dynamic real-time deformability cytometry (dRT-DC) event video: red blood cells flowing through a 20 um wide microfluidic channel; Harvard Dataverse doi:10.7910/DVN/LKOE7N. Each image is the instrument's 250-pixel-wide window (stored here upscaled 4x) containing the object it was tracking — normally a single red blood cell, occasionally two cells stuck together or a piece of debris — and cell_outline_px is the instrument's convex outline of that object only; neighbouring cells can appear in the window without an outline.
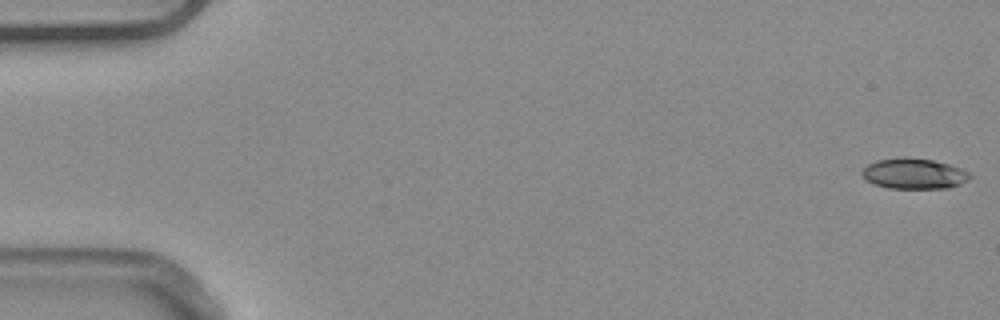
{"species": "common noctule bat (a hibernating species)", "species_latin": "Nyctalus noctula", "temperature_condition": "warm", "stored_images_in_passage": 53, "camera_frame_rate_fps": 3000, "um_per_image_px": 0.085, "animal": {"sex": "male", "body_mass_g": 20.4}, "frame": {"image": 1, "passage_image": 1, "time_ms": 0.0, "image_size_px": [1000, 320], "cell_outline_px": [[972, 176], [968, 180], [960, 184], [948, 188], [888, 188], [876, 184], [868, 180], [860, 172], [868, 164], [876, 160], [932, 160], [948, 164], [960, 168], [968, 172]], "centroid_in_image_um": [77.73, 14.8], "position_along_channel_um": 7.3, "area_um2": 18.32}}
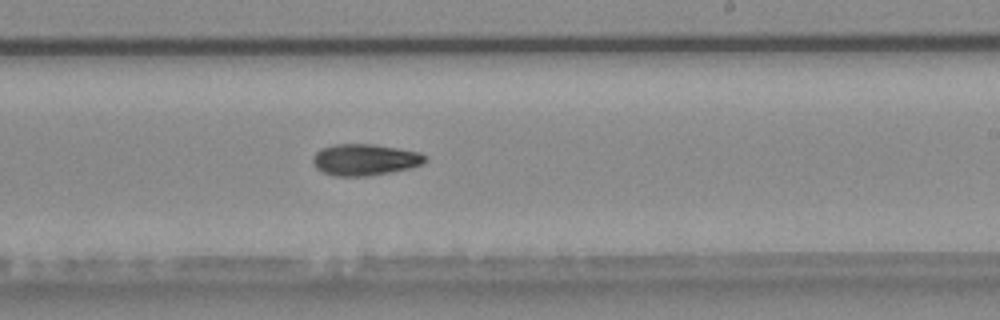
{"frame": {"image": 2, "passage_image": 32, "time_ms": 10.333, "image_size_px": [1000, 320], "cell_outline_px": [[428, 160], [420, 164], [408, 168], [392, 172], [368, 176], [332, 176], [316, 168], [312, 164], [312, 156], [320, 148], [336, 144], [372, 144], [420, 152]], "centroid_in_image_um": [30.96, 13.58], "position_along_channel_um": 258.0, "area_um2": 20.58}}
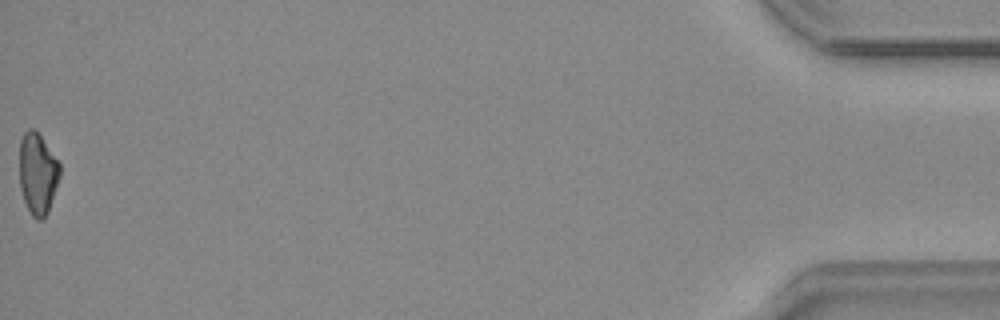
{"frame": {"image": 3, "passage_image": 53, "time_ms": 17.333, "image_size_px": [1000, 320], "cell_outline_px": [[60, 176], [48, 212], [44, 220], [36, 220], [32, 216], [24, 200], [20, 188], [20, 140], [24, 132], [28, 128], [36, 128], [60, 164]], "centroid_in_image_um": [3.2, 14.74], "position_along_channel_um": 432.0, "area_um2": 19.31}}